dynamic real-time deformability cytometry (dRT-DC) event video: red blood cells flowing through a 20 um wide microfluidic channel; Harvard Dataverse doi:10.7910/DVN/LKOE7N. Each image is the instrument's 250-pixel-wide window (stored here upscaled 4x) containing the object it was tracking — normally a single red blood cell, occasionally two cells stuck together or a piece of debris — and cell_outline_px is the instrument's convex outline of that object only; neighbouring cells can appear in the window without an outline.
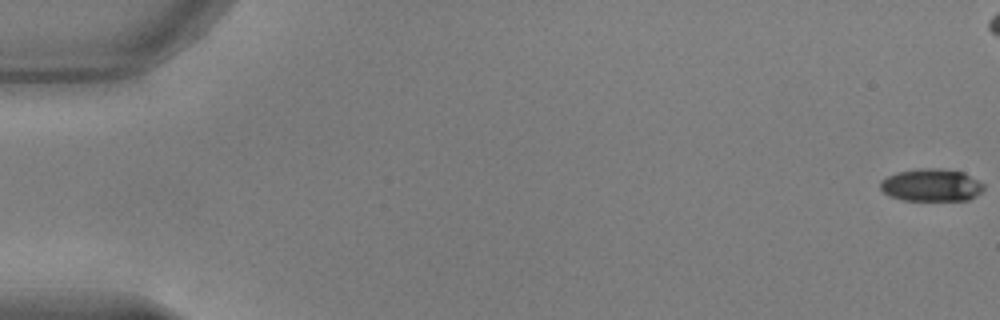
{"species": "common noctule bat (a hibernating species)", "species_latin": "Nyctalus noctula", "temperature_condition": "warm", "stored_images_in_passage": 47, "camera_frame_rate_fps": 3000, "um_per_image_px": 0.085, "animal": {"sex": "male", "body_mass_g": 17.9, "forearm_length_mm": 54.2}, "frame": {"image": 1, "passage_image": 1, "time_ms": 0.0, "image_size_px": [1000, 320], "cell_outline_px": [[984, 188], [980, 192], [968, 200], [904, 200], [888, 196], [880, 188], [880, 180], [896, 172], [920, 168], [940, 168], [964, 172], [984, 184]], "centroid_in_image_um": [79.14, 15.72], "position_along_channel_um": 5.9, "area_um2": 19.65}}
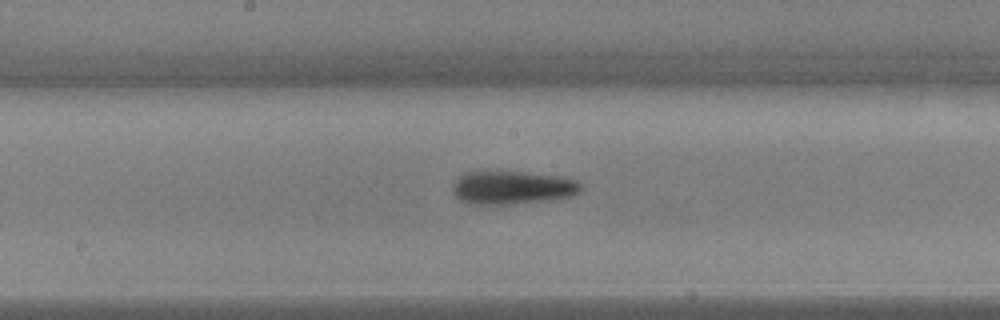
{"frame": {"image": 2, "passage_image": 29, "time_ms": 9.333, "image_size_px": [1000, 320], "cell_outline_px": [[580, 192], [572, 196], [548, 200], [508, 204], [472, 204], [460, 200], [452, 192], [452, 184], [464, 172], [520, 172], [556, 176], [576, 180], [580, 184]], "centroid_in_image_um": [43.51, 15.95], "position_along_channel_um": 204.7, "area_um2": 24.57}}
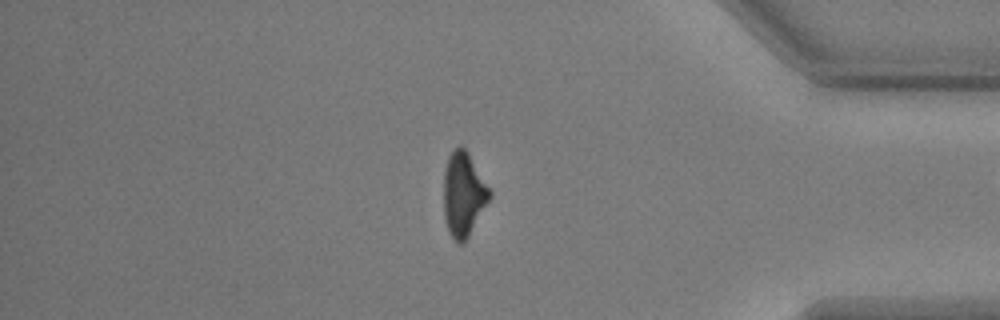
{"frame": {"image": 3, "passage_image": 46, "time_ms": 15.0, "image_size_px": [1000, 320], "cell_outline_px": [[492, 196], [468, 236], [460, 244], [456, 244], [448, 232], [444, 216], [444, 172], [448, 156], [460, 144], [468, 152], [492, 192]], "centroid_in_image_um": [39.39, 16.52], "position_along_channel_um": 395.8, "area_um2": 22.48}}